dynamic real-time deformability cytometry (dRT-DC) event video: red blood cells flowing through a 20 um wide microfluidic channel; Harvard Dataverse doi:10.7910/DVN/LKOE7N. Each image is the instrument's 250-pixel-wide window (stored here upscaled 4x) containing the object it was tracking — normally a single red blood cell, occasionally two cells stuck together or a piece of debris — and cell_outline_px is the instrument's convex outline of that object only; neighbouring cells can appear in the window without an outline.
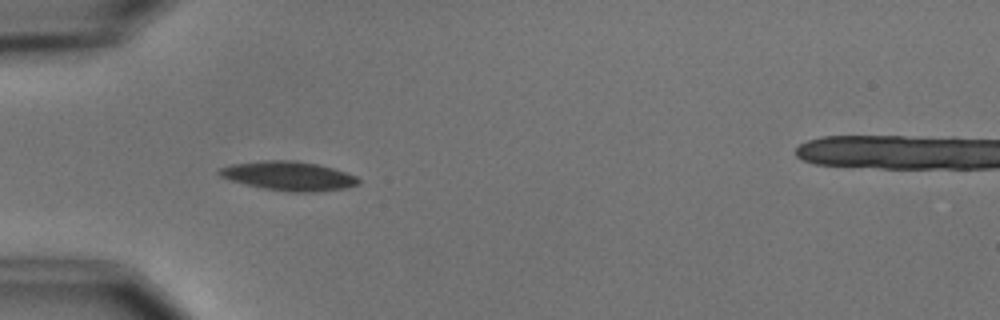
{"species": "common noctule bat (a hibernating species)", "species_latin": "Nyctalus noctula", "temperature_condition": "cold", "stored_images_in_passage": 7, "camera_frame_rate_fps": 3000, "um_per_image_px": 0.085, "animal": {"sex": "male", "body_mass_g": 15.6}, "frame": {"image": 1, "passage_image": 6, "time_ms": 7.0, "image_size_px": [1000, 320], "cell_outline_px": [[360, 184], [348, 188], [316, 192], [288, 192], [264, 188], [228, 180], [220, 176], [216, 172], [220, 168], [232, 164], [260, 160], [296, 160], [316, 164], [332, 168], [356, 176], [360, 180]], "centroid_in_image_um": [24.53, 14.96], "position_along_channel_um": 60.5, "area_um2": 23.76}}
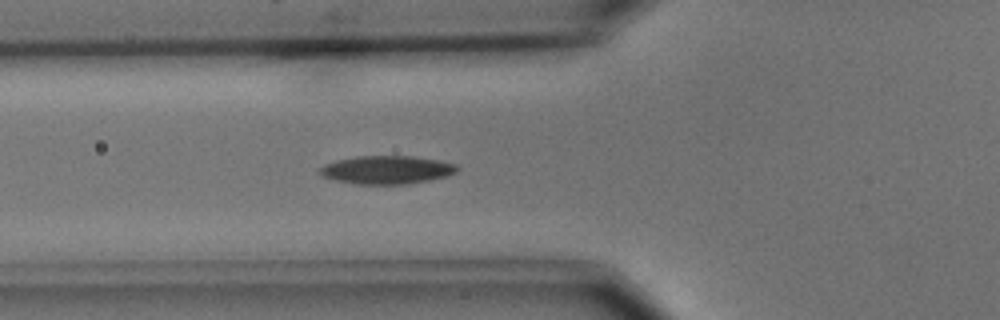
{"frame": {"image": 2, "passage_image": 7, "time_ms": 8.0, "image_size_px": [1000, 320], "cell_outline_px": [[460, 168], [456, 172], [448, 176], [428, 180], [404, 184], [356, 184], [336, 180], [324, 176], [316, 168], [324, 164], [336, 160], [356, 156], [412, 156], [436, 160], [456, 164]], "centroid_in_image_um": [32.86, 14.43], "position_along_channel_um": 92.9, "area_um2": 22.54}}